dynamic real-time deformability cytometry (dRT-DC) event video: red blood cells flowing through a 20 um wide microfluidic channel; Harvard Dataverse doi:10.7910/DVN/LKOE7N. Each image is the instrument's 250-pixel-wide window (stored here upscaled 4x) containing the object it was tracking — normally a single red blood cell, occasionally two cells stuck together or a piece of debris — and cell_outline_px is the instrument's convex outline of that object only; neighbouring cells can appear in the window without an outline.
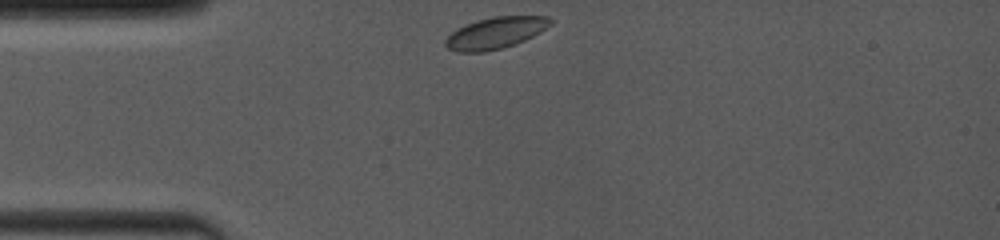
{"species": "common noctule bat (a hibernating species)", "species_latin": "Nyctalus noctula", "temperature_condition": "room temperature", "stored_images_in_passage": 32, "camera_frame_rate_fps": 4000, "um_per_image_px": 0.085, "animal": {"sex": "female", "body_mass_g": 19.0, "forearm_length_mm": 53.3}, "frame": {"image": 1, "passage_image": 1, "time_ms": 0.0, "image_size_px": [1000, 240], "cell_outline_px": [[552, 24], [540, 32], [516, 44], [484, 52], [456, 52], [448, 48], [444, 44], [444, 40], [452, 32], [476, 20], [496, 16], [548, 16], [552, 20]], "centroid_in_image_um": [42.12, 2.8], "position_along_channel_um": 42.9, "area_um2": 19.13}}
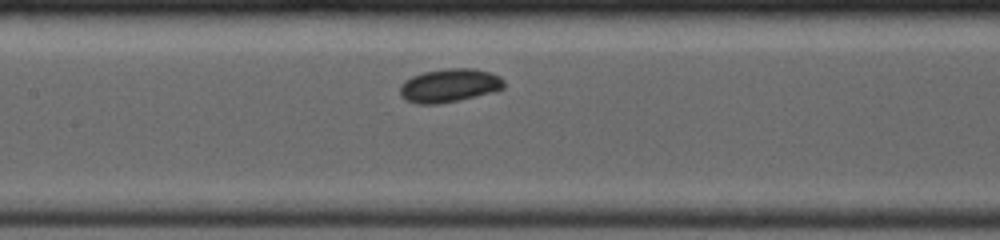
{"frame": {"image": 2, "passage_image": 13, "time_ms": 3.75, "image_size_px": [1000, 240], "cell_outline_px": [[504, 88], [492, 92], [460, 100], [436, 104], [416, 104], [404, 100], [400, 96], [400, 88], [404, 80], [412, 76], [424, 72], [448, 68], [476, 68], [492, 72], [500, 76], [504, 80]], "centroid_in_image_um": [38.2, 7.26], "position_along_channel_um": 169.2, "area_um2": 20.52}}
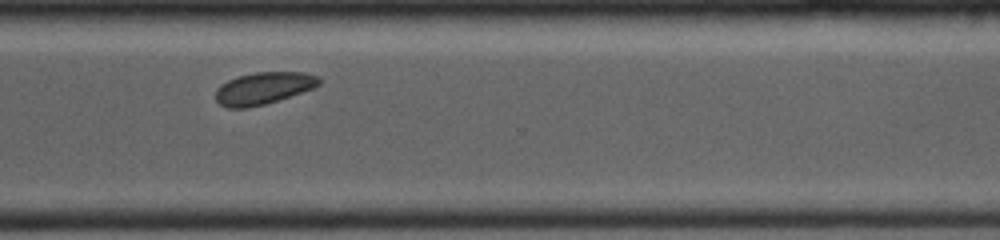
{"frame": {"image": 3, "passage_image": 31, "time_ms": 8.25, "image_size_px": [1000, 240], "cell_outline_px": [[320, 84], [312, 88], [264, 104], [248, 108], [228, 108], [220, 104], [216, 100], [216, 88], [220, 84], [236, 76], [256, 72], [304, 72], [320, 76]], "centroid_in_image_um": [22.36, 7.48], "position_along_channel_um": 348.2, "area_um2": 19.25}}